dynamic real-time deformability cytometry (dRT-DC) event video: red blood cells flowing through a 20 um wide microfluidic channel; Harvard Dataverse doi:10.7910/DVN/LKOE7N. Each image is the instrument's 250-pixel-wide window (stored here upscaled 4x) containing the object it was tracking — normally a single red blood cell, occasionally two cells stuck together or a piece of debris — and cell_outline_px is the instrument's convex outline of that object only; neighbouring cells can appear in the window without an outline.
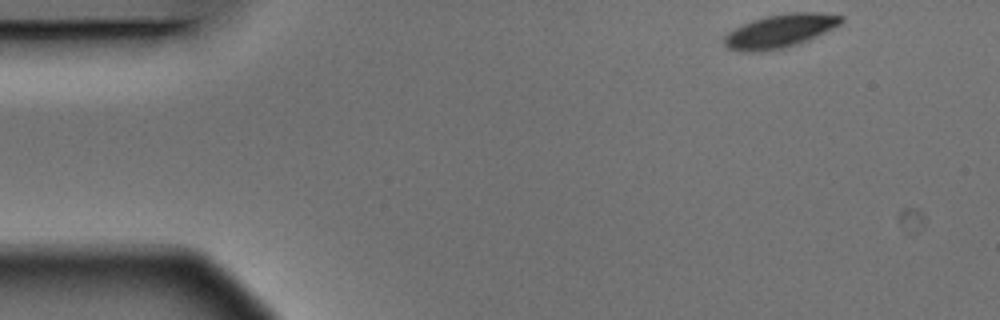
{"species": "Egyptian fruit bat (a non-hibernating species)", "species_latin": "Rousettus aegyptiacus", "temperature_condition": "warm", "stored_images_in_passage": 3, "camera_frame_rate_fps": 3000, "um_per_image_px": 0.085, "animal": {"sex": "male"}, "frame": {"image": 1, "passage_image": 1, "time_ms": 0.0, "image_size_px": [1000, 320], "cell_outline_px": [[844, 20], [840, 24], [808, 40], [784, 48], [756, 52], [740, 52], [728, 48], [724, 44], [724, 36], [728, 32], [752, 20], [768, 16], [792, 12], [820, 12], [844, 16]], "centroid_in_image_um": [66.29, 2.63], "position_along_channel_um": 18.7, "area_um2": 22.6}}
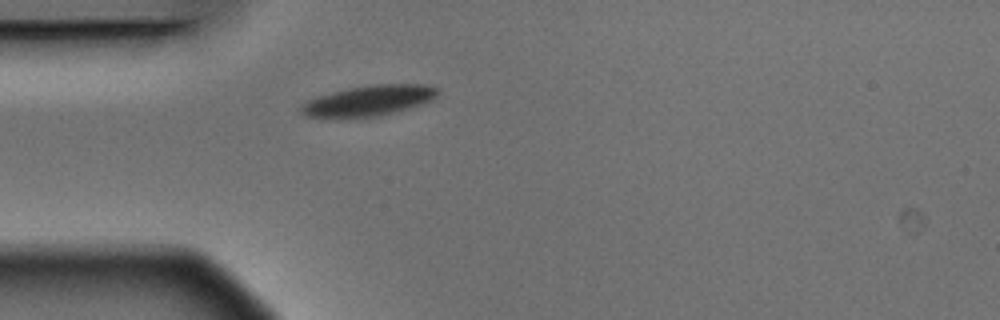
{"frame": {"image": 2, "passage_image": 3, "time_ms": 0.667, "image_size_px": [1000, 320], "cell_outline_px": [[440, 92], [436, 100], [424, 104], [380, 116], [336, 120], [308, 116], [300, 112], [300, 104], [316, 96], [348, 88], [372, 84], [428, 84], [440, 88]], "centroid_in_image_um": [31.37, 8.58], "position_along_channel_um": 53.6, "area_um2": 25.37}}